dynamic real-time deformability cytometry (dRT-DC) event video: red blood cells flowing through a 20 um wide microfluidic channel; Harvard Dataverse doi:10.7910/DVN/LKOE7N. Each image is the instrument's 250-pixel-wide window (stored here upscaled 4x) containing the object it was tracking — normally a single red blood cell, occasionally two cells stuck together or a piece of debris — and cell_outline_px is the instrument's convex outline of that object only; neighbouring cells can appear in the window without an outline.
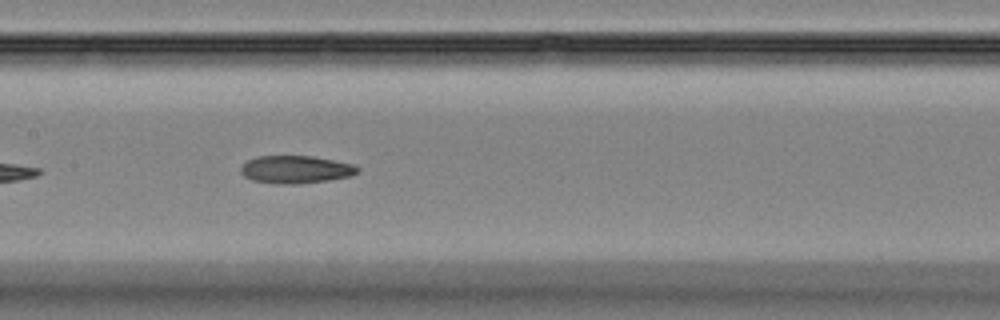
{"species": "Egyptian fruit bat (a non-hibernating species)", "species_latin": "Rousettus aegyptiacus", "temperature_condition": "room temperature", "stored_images_in_passage": 39, "camera_frame_rate_fps": 3000, "um_per_image_px": 0.085, "animal": {"sex": "female"}, "frame": {"image": 1, "passage_image": 12, "time_ms": 3.667, "image_size_px": [1000, 320], "cell_outline_px": [[360, 172], [352, 176], [328, 180], [300, 184], [280, 184], [252, 180], [244, 176], [240, 172], [240, 168], [248, 160], [256, 156], [312, 156], [356, 164], [360, 168]], "centroid_in_image_um": [25.19, 14.4], "position_along_channel_um": 182.2, "area_um2": 19.07}}
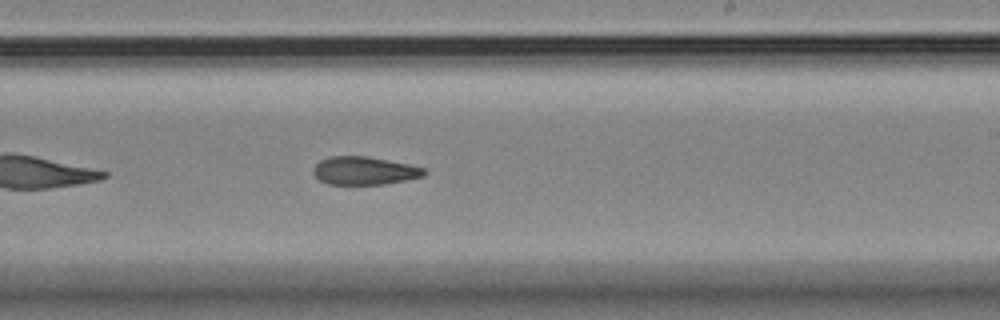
{"frame": {"image": 2, "passage_image": 18, "time_ms": 5.667, "image_size_px": [1000, 320], "cell_outline_px": [[424, 176], [408, 180], [384, 184], [328, 184], [320, 180], [312, 172], [312, 168], [320, 160], [328, 156], [368, 156], [408, 164], [424, 168]], "centroid_in_image_um": [30.94, 14.5], "position_along_channel_um": 258.1, "area_um2": 18.15}}
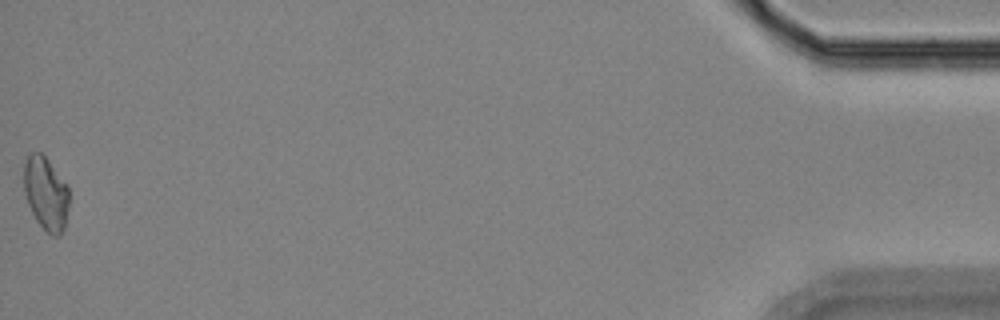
{"frame": {"image": 3, "passage_image": 39, "time_ms": 12.667, "image_size_px": [1000, 320], "cell_outline_px": [[68, 208], [64, 228], [60, 236], [52, 236], [36, 220], [28, 204], [24, 192], [24, 164], [28, 156], [32, 152], [40, 152], [48, 160], [68, 184]], "centroid_in_image_um": [3.91, 16.44], "position_along_channel_um": 431.3, "area_um2": 19.25}, "authors_computed_cell_mechanics": {"area_um2": 18.9584, "velocity_mm_per_s": 3.8063, "shape_relaxation_time_tau1_ms": null, "shape_relaxation_time_tau2_ms": 10.2703, "deformation_change_tau1": null, "deformation_change_tau2": 0.1857}}